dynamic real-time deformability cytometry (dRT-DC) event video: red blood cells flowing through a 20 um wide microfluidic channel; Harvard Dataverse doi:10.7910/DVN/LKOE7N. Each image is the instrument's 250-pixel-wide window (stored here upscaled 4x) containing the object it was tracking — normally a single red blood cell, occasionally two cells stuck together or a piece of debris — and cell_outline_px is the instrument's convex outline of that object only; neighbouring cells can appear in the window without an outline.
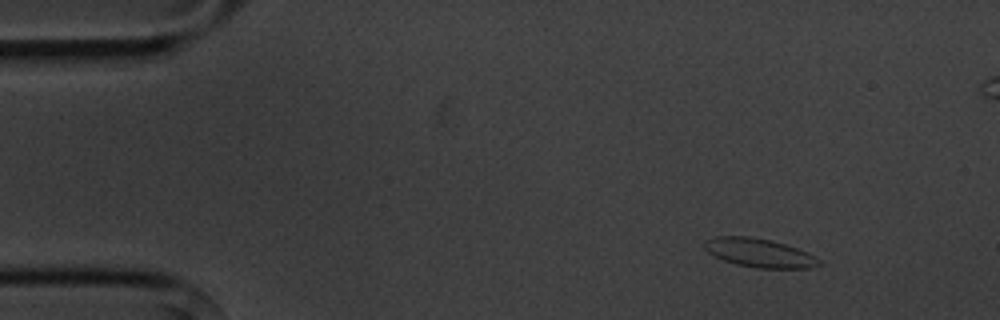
{"species": "common noctule bat (a hibernating species)", "species_latin": "Nyctalus noctula", "temperature_condition": "cold", "stored_images_in_passage": 4, "camera_frame_rate_fps": 3000, "um_per_image_px": 0.085, "animal": {"sex": "male", "body_mass_g": 20.1, "forearm_length_mm": 53.5}, "frame": {"image": 1, "passage_image": 1, "time_ms": 0.0, "image_size_px": [1000, 320], "cell_outline_px": [[824, 264], [812, 268], [756, 268], [736, 264], [712, 256], [704, 248], [704, 240], [716, 236], [748, 236], [768, 240], [784, 244], [808, 252], [816, 256]], "centroid_in_image_um": [64.55, 21.5], "position_along_channel_um": 20.5, "area_um2": 19.31}}